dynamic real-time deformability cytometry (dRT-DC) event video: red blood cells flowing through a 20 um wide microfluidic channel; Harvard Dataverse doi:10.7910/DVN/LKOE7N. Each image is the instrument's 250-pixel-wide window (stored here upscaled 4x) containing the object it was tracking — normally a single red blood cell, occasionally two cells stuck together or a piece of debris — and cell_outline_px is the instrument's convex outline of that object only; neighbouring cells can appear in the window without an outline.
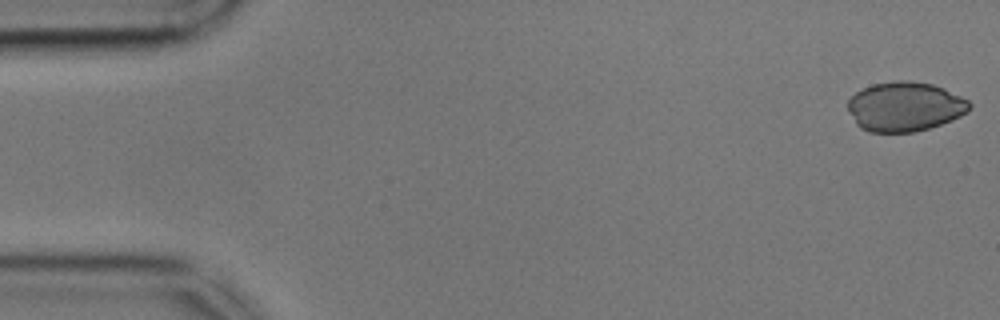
{"species": "common noctule bat (a hibernating species)", "species_latin": "Nyctalus noctula", "temperature_condition": "cold", "stored_images_in_passage": 54, "camera_frame_rate_fps": 3000, "um_per_image_px": 0.085, "animal": {"sex": "male", "body_mass_g": 17.9, "forearm_length_mm": 54.2}, "frame": {"image": 1, "passage_image": 1, "time_ms": 0.0, "image_size_px": [1000, 320], "cell_outline_px": [[972, 104], [968, 112], [952, 120], [928, 128], [912, 132], [868, 132], [860, 128], [856, 124], [848, 112], [848, 100], [856, 92], [872, 84], [896, 80], [908, 80], [932, 84], [944, 88], [968, 100]], "centroid_in_image_um": [76.9, 9.06], "position_along_channel_um": 8.1, "area_um2": 35.2}}